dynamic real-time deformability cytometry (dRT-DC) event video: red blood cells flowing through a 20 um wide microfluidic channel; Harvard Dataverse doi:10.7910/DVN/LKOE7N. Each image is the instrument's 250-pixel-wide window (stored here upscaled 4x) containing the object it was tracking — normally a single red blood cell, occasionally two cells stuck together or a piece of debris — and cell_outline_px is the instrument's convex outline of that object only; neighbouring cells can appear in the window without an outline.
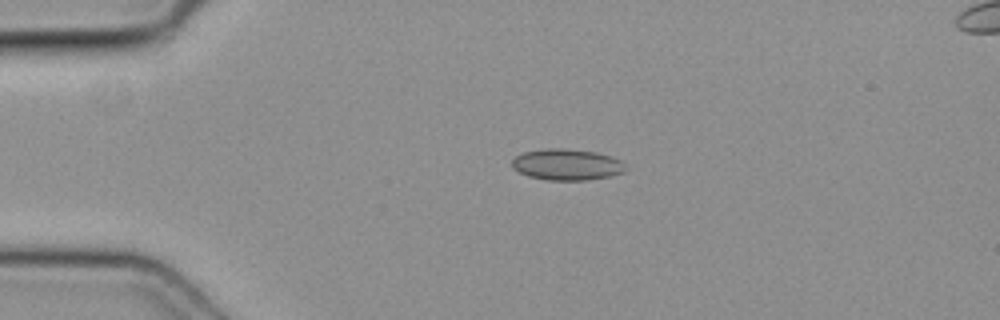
{"species": "common noctule bat (a hibernating species)", "species_latin": "Nyctalus noctula", "temperature_condition": "cold", "stored_images_in_passage": 15, "camera_frame_rate_fps": 3000, "um_per_image_px": 0.085, "animal": {"sex": "female", "body_mass_g": 19.3, "forearm_length_mm": 54.1}, "frame": {"image": 1, "passage_image": 7, "time_ms": 2.0, "image_size_px": [1000, 320], "cell_outline_px": [[628, 168], [624, 172], [608, 176], [588, 180], [548, 180], [528, 176], [512, 168], [512, 160], [516, 156], [524, 152], [548, 148], [564, 148], [596, 152], [612, 156], [620, 160]], "centroid_in_image_um": [48.2, 13.98], "position_along_channel_um": 36.8, "area_um2": 20.69}}
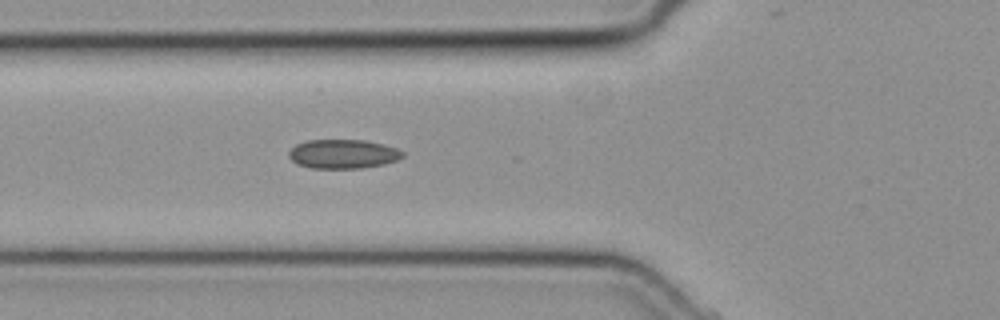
{"frame": {"image": 2, "passage_image": 14, "time_ms": 4.333, "image_size_px": [1000, 320], "cell_outline_px": [[404, 156], [396, 160], [384, 164], [360, 168], [312, 168], [296, 164], [288, 156], [288, 152], [296, 144], [308, 140], [364, 140], [384, 144], [396, 148], [404, 152]], "centroid_in_image_um": [29.15, 13.08], "position_along_channel_um": 96.7, "area_um2": 19.31}}